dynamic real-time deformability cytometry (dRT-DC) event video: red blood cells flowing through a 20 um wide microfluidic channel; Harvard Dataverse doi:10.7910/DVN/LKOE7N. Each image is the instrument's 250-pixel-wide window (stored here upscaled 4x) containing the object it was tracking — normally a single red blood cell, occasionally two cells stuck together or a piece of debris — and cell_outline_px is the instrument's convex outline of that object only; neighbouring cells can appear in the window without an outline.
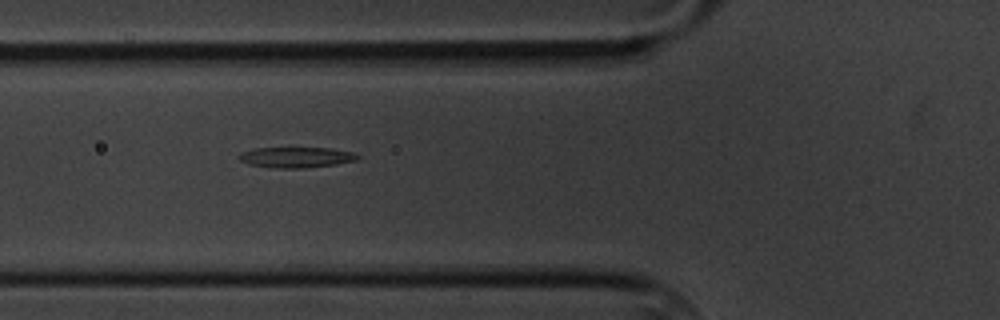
{"species": "common noctule bat (a hibernating species)", "species_latin": "Nyctalus noctula", "temperature_condition": "cold", "stored_images_in_passage": 8, "camera_frame_rate_fps": 3000, "um_per_image_px": 0.085, "animal": {"sex": "male", "body_mass_g": 20.1, "forearm_length_mm": 53.5}, "frame": {"image": 1, "passage_image": 6, "time_ms": 6.667, "image_size_px": [1000, 320], "cell_outline_px": [[360, 156], [356, 160], [336, 164], [304, 168], [276, 168], [248, 164], [240, 160], [236, 156], [240, 152], [256, 148], [332, 148], [352, 152]], "centroid_in_image_um": [25.14, 13.37], "position_along_channel_um": 100.7, "area_um2": 14.22}}
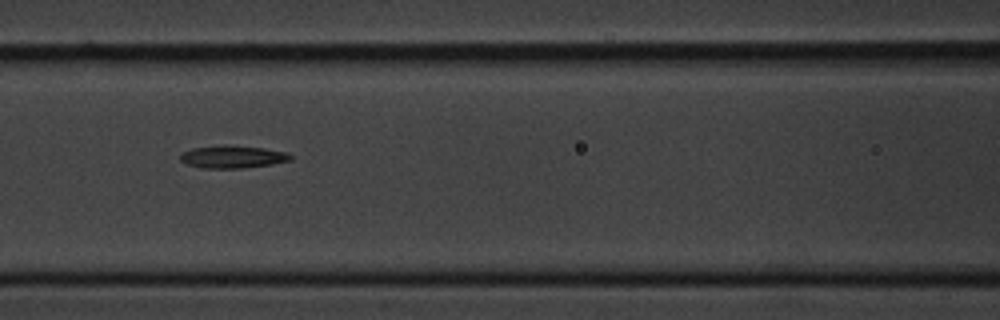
{"frame": {"image": 2, "passage_image": 7, "time_ms": 8.0, "image_size_px": [1000, 320], "cell_outline_px": [[292, 160], [272, 164], [244, 168], [200, 168], [188, 164], [180, 160], [180, 152], [192, 148], [224, 144], [264, 148], [288, 152], [292, 156]], "centroid_in_image_um": [19.76, 13.32], "position_along_channel_um": 146.8, "area_um2": 14.74}}
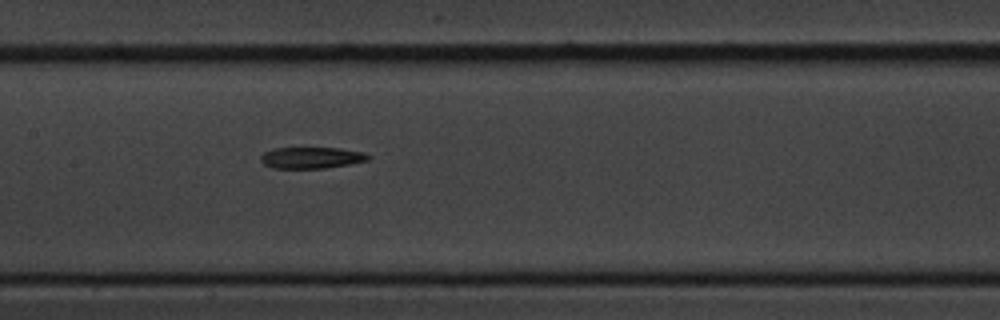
{"frame": {"image": 3, "passage_image": 8, "time_ms": 9.0, "image_size_px": [1000, 320], "cell_outline_px": [[372, 156], [368, 160], [348, 164], [324, 168], [272, 168], [264, 164], [260, 160], [260, 156], [264, 152], [272, 148], [340, 148], [364, 152]], "centroid_in_image_um": [26.46, 13.4], "position_along_channel_um": 180.9, "area_um2": 13.41}}